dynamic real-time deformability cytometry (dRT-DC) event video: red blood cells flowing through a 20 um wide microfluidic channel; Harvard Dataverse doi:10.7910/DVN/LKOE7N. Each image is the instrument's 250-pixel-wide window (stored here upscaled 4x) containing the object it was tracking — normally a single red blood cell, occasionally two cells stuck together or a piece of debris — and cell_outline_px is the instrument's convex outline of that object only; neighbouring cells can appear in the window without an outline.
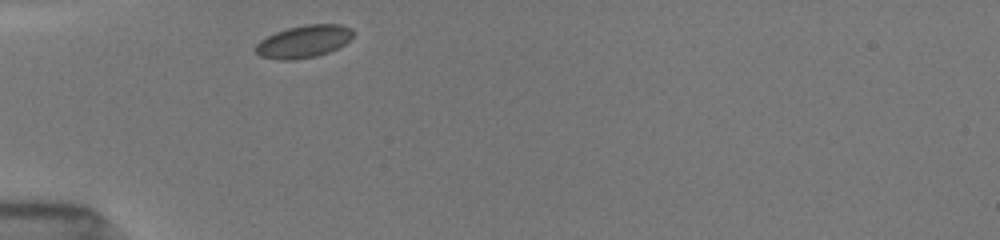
{"species": "common noctule bat (a hibernating species)", "species_latin": "Nyctalus noctula", "temperature_condition": "room temperature", "stored_images_in_passage": 31, "camera_frame_rate_fps": 3000, "um_per_image_px": 0.085, "animal": {"sex": "female", "body_mass_g": 19.5, "forearm_length_mm": 54.1}, "frame": {"image": 1, "passage_image": 1, "time_ms": 0.0, "image_size_px": [1000, 240], "cell_outline_px": [[352, 36], [344, 44], [328, 52], [316, 56], [292, 60], [276, 60], [260, 56], [256, 52], [256, 44], [260, 40], [276, 32], [288, 28], [304, 24], [340, 24], [352, 28]], "centroid_in_image_um": [25.8, 3.52], "position_along_channel_um": 59.2, "area_um2": 18.32}}
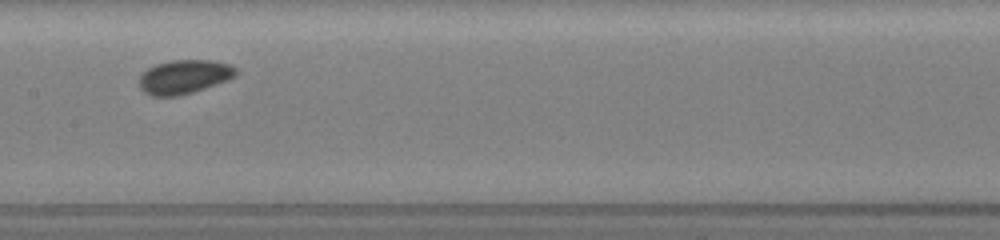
{"frame": {"image": 2, "passage_image": 12, "time_ms": 3.667, "image_size_px": [1000, 240], "cell_outline_px": [[236, 76], [228, 80], [192, 92], [176, 96], [152, 96], [144, 92], [140, 88], [140, 76], [148, 68], [156, 64], [172, 60], [216, 60], [228, 64], [236, 68]], "centroid_in_image_um": [15.66, 6.52], "position_along_channel_um": 191.7, "area_um2": 19.02}}
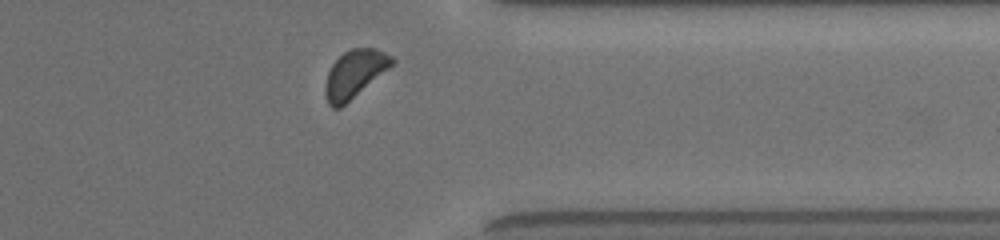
{"frame": {"image": 3, "passage_image": 27, "time_ms": 8.667, "image_size_px": [1000, 240], "cell_outline_px": [[396, 60], [388, 68], [340, 108], [332, 108], [328, 104], [324, 92], [324, 84], [328, 72], [332, 64], [344, 52], [352, 48], [376, 48], [392, 56]], "centroid_in_image_um": [30.1, 6.28], "position_along_channel_um": 381.3, "area_um2": 18.21}}